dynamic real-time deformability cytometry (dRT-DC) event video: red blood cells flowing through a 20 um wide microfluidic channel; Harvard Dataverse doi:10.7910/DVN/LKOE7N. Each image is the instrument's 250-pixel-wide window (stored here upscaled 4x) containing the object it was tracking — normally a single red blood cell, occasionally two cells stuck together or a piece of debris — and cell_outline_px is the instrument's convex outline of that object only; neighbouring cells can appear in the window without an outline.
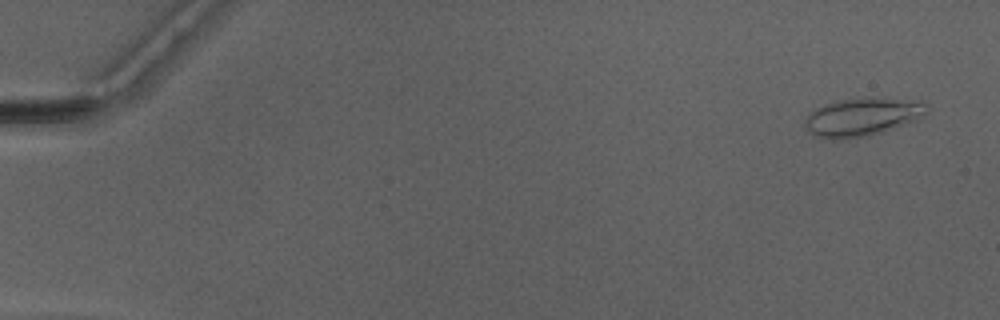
{"species": "Egyptian fruit bat (a non-hibernating species)", "species_latin": "Rousettus aegyptiacus", "temperature_condition": "warm", "stored_images_in_passage": 51, "camera_frame_rate_fps": 3000, "um_per_image_px": 0.085, "animal": {"sex": "male"}, "frame": {"image": 1, "passage_image": 3, "time_ms": 0.667, "image_size_px": [1000, 320], "cell_outline_px": [[928, 104], [924, 116], [916, 120], [880, 132], [860, 136], [832, 140], [816, 136], [808, 132], [804, 128], [804, 120], [816, 108], [824, 104], [840, 100], [868, 96], [872, 96], [924, 100]], "centroid_in_image_um": [73.32, 9.89], "position_along_channel_um": 11.7, "area_um2": 27.34}}
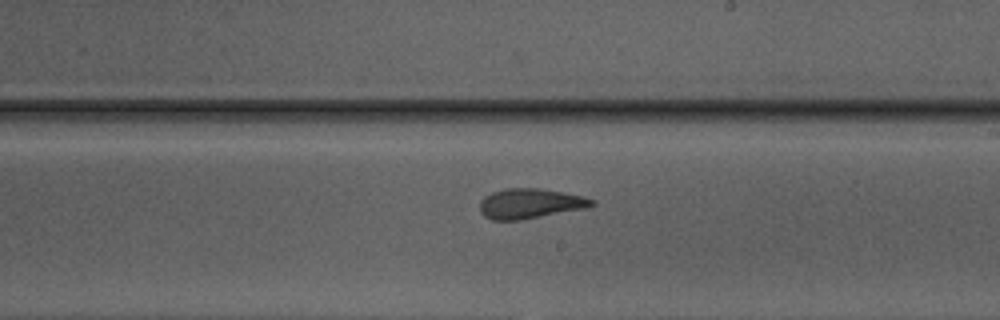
{"frame": {"image": 2, "passage_image": 31, "time_ms": 10.0, "image_size_px": [1000, 320], "cell_outline_px": [[596, 204], [584, 208], [520, 220], [492, 220], [484, 216], [480, 212], [480, 200], [484, 196], [492, 192], [504, 188], [540, 188], [564, 192], [584, 196], [596, 200]], "centroid_in_image_um": [45.04, 17.29], "position_along_channel_um": 244.0, "area_um2": 19.65}}
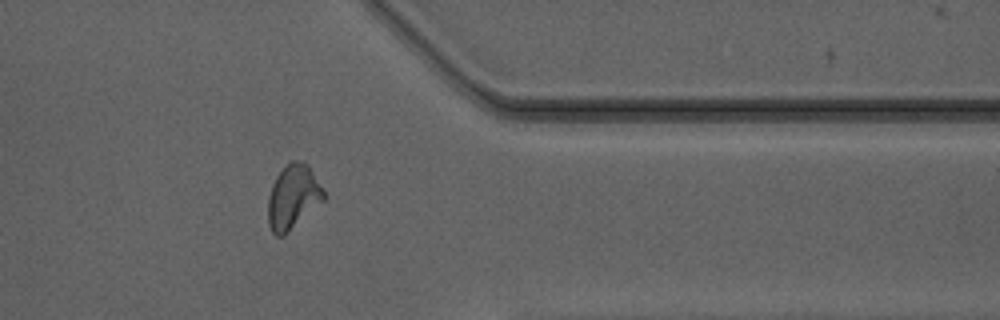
{"frame": {"image": 3, "passage_image": 42, "time_ms": 13.667, "image_size_px": [1000, 320], "cell_outline_px": [[324, 200], [284, 236], [276, 236], [272, 232], [268, 224], [268, 196], [272, 184], [276, 176], [292, 160], [304, 160], [308, 164], [324, 192]], "centroid_in_image_um": [24.89, 16.75], "position_along_channel_um": 386.5, "area_um2": 20.75}, "authors_computed_cell_mechanics": {"area_um2": 20.5768, "velocity_mm_per_s": 4.1562, "shape_relaxation_time_tau1_ms": 6.3343, "shape_relaxation_time_tau2_ms": 1.7146, "deformation_change_tau1": 0.2001, "deformation_change_tau2": 0.0687}}